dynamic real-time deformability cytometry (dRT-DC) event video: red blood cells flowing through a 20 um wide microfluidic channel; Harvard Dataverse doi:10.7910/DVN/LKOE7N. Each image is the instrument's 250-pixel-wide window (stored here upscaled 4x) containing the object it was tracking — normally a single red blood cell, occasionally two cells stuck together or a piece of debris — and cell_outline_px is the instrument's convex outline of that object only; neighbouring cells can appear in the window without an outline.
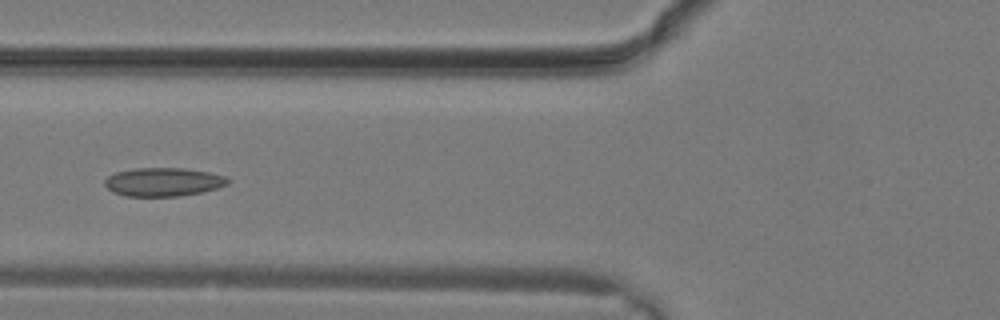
{"species": "common noctule bat (a hibernating species)", "species_latin": "Nyctalus noctula", "temperature_condition": "warm", "stored_images_in_passage": 8, "camera_frame_rate_fps": 3000, "um_per_image_px": 0.085, "animal": {"sex": "male", "body_mass_g": 19.2, "forearm_length_mm": 51.8}, "frame": {"image": 1, "passage_image": 5, "time_ms": 1.333, "image_size_px": [1000, 320], "cell_outline_px": [[232, 180], [228, 184], [216, 188], [200, 192], [180, 196], [124, 196], [112, 192], [104, 184], [104, 180], [108, 176], [116, 172], [136, 168], [184, 168], [208, 172], [224, 176]], "centroid_in_image_um": [13.86, 15.46], "position_along_channel_um": 111.9, "area_um2": 20.46}}
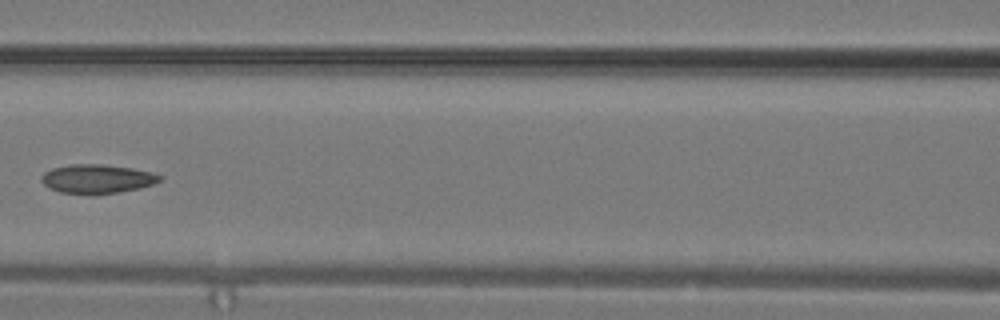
{"frame": {"image": 2, "passage_image": 7, "time_ms": 2.0, "image_size_px": [1000, 320], "cell_outline_px": [[164, 176], [160, 180], [152, 184], [140, 188], [116, 192], [60, 192], [48, 188], [40, 180], [40, 176], [44, 172], [52, 168], [72, 164], [100, 164], [132, 168], [152, 172]], "centroid_in_image_um": [8.24, 15.17], "position_along_channel_um": 158.4, "area_um2": 19.48}}